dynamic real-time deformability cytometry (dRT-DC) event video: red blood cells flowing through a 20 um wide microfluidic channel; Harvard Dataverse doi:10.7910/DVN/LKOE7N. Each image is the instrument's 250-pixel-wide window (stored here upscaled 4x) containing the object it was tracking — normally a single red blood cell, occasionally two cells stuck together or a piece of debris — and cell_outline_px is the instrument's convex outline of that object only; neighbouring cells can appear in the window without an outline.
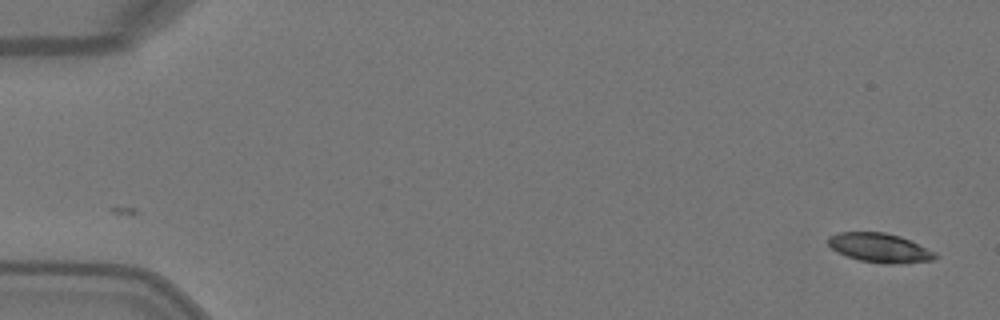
{"species": "Egyptian fruit bat (a non-hibernating species)", "species_latin": "Rousettus aegyptiacus", "temperature_condition": "warm", "stored_images_in_passage": 49, "camera_frame_rate_fps": 3000, "um_per_image_px": 0.085, "animal": {"sex": "female"}, "frame": {"image": 1, "passage_image": 1, "time_ms": 0.0, "image_size_px": [1000, 320], "cell_outline_px": [[940, 256], [936, 260], [900, 264], [888, 264], [860, 260], [848, 256], [832, 248], [828, 244], [828, 236], [840, 232], [884, 232], [900, 236], [936, 252]], "centroid_in_image_um": [74.84, 21.07], "position_along_channel_um": 10.2, "area_um2": 18.21}}
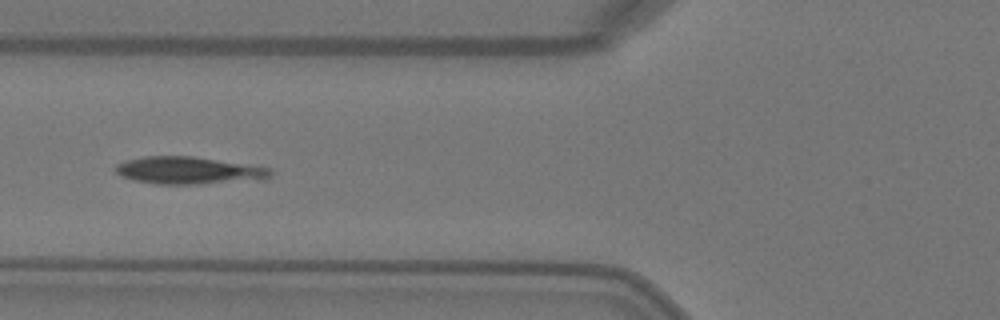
{"frame": {"image": 2, "passage_image": 19, "time_ms": 6.0, "image_size_px": [1000, 320], "cell_outline_px": [[272, 176], [264, 180], [200, 184], [156, 184], [132, 180], [120, 176], [112, 168], [116, 164], [128, 160], [144, 156], [192, 156], [272, 168]], "centroid_in_image_um": [16.05, 14.5], "position_along_channel_um": 109.8, "area_um2": 25.03}}
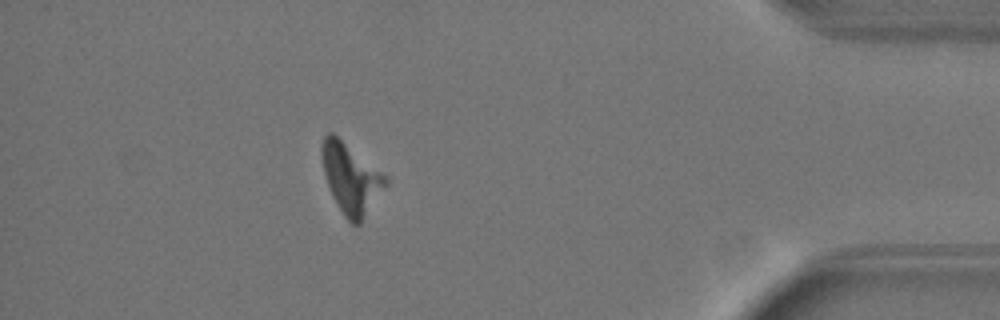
{"frame": {"image": 3, "passage_image": 44, "time_ms": 14.333, "image_size_px": [1000, 320], "cell_outline_px": [[388, 184], [360, 224], [352, 224], [344, 216], [332, 196], [324, 172], [320, 156], [320, 144], [324, 136], [328, 132], [332, 132], [388, 176]], "centroid_in_image_um": [29.82, 15.15], "position_along_channel_um": 405.4, "area_um2": 26.13}}